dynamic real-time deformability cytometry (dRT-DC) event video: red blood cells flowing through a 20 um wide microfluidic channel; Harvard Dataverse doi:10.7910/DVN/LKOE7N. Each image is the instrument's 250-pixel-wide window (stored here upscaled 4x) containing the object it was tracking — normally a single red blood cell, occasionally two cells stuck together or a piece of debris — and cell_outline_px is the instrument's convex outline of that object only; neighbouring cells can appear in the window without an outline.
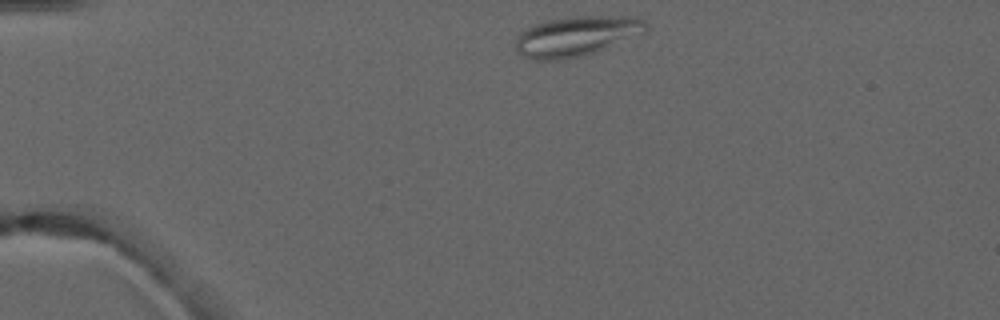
{"species": "common noctule bat (a hibernating species)", "species_latin": "Nyctalus noctula", "temperature_condition": "warm", "stored_images_in_passage": 3, "camera_frame_rate_fps": 3000, "um_per_image_px": 0.085, "animal": {"sex": "male", "forearm_length_mm": 52.5}, "frame": {"image": 1, "passage_image": 1, "time_ms": 0.0, "image_size_px": [1000, 320], "cell_outline_px": [[648, 28], [644, 32], [584, 56], [560, 60], [536, 60], [524, 56], [516, 52], [516, 40], [520, 32], [536, 24], [548, 20], [572, 16], [632, 16], [644, 20], [648, 24]], "centroid_in_image_um": [48.98, 3.07], "position_along_channel_um": 36.0, "area_um2": 30.11}}